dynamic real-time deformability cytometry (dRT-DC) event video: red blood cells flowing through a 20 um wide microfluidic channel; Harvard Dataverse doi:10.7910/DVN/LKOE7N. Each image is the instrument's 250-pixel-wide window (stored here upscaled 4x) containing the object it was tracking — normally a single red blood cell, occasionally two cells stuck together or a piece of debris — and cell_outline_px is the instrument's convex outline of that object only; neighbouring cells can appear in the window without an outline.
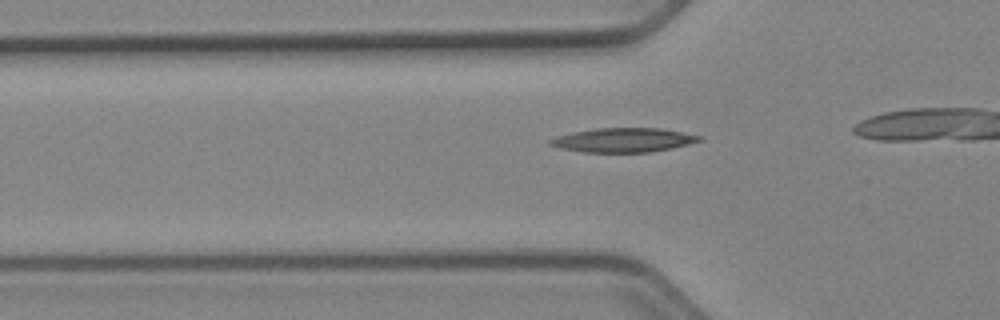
{"species": "Egyptian fruit bat (a non-hibernating species)", "species_latin": "Rousettus aegyptiacus", "temperature_condition": "cold", "stored_images_in_passage": 35, "camera_frame_rate_fps": 3000, "um_per_image_px": 0.085, "animal": {"sex": "female"}, "frame": {"image": 1, "passage_image": 12, "time_ms": 3.667, "image_size_px": [1000, 320], "cell_outline_px": [[704, 140], [672, 148], [652, 152], [584, 152], [560, 148], [548, 144], [548, 140], [556, 136], [572, 132], [596, 128], [660, 128], [700, 136]], "centroid_in_image_um": [52.96, 11.9], "position_along_channel_um": 72.8, "area_um2": 20.98}}
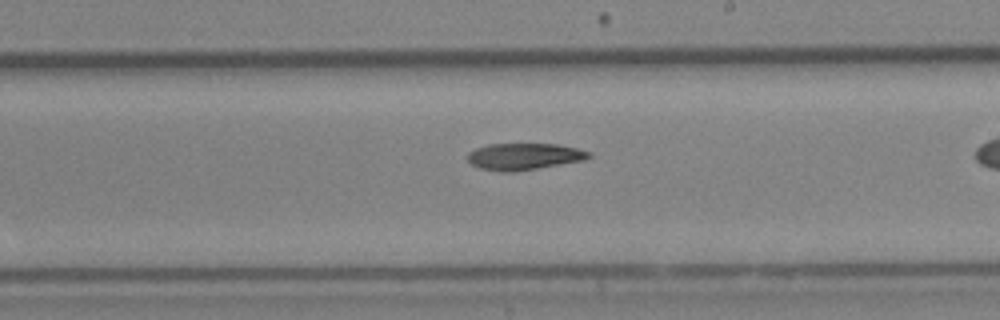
{"frame": {"image": 2, "passage_image": 25, "time_ms": 8.0, "image_size_px": [1000, 320], "cell_outline_px": [[592, 156], [584, 160], [512, 172], [500, 172], [480, 168], [472, 164], [468, 160], [468, 152], [476, 148], [488, 144], [556, 144], [576, 148], [592, 152]], "centroid_in_image_um": [44.54, 13.3], "position_along_channel_um": 244.5, "area_um2": 18.73}}
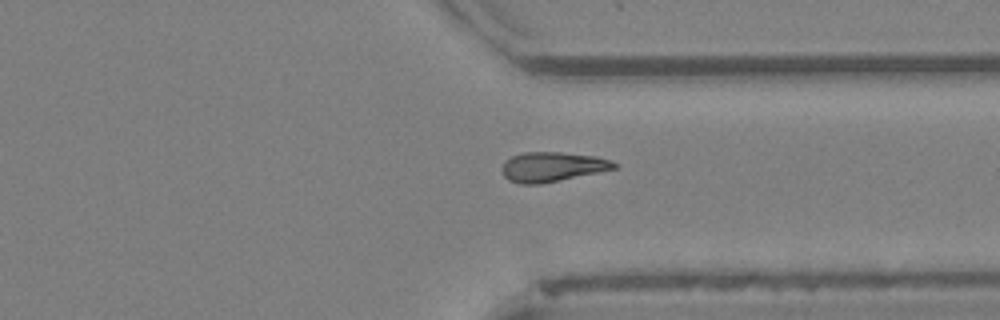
{"frame": {"image": 3, "passage_image": 34, "time_ms": 11.0, "image_size_px": [1000, 320], "cell_outline_px": [[620, 164], [616, 168], [540, 184], [520, 184], [508, 180], [504, 176], [500, 168], [504, 160], [512, 156], [524, 152], [560, 152], [596, 156], [612, 160]], "centroid_in_image_um": [46.91, 14.17], "position_along_channel_um": 364.5, "area_um2": 19.48}}